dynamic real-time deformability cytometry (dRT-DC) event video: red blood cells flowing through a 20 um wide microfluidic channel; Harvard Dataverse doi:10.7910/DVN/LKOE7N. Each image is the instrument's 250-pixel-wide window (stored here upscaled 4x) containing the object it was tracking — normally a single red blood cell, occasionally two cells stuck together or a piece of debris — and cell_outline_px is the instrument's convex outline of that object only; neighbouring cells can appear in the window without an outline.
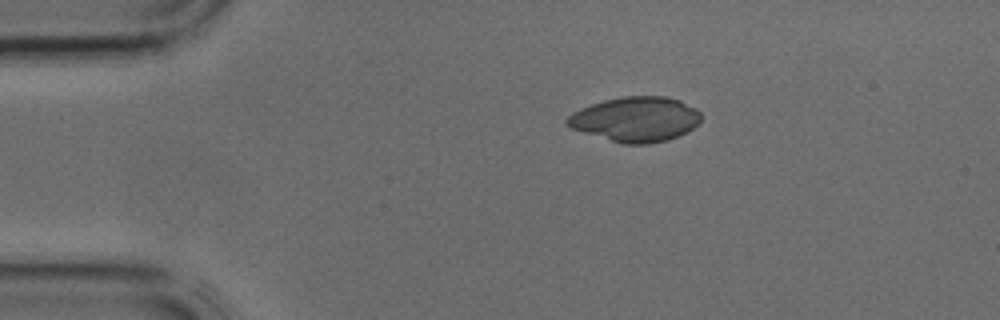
{"species": "common noctule bat (a hibernating species)", "species_latin": "Nyctalus noctula", "temperature_condition": "cold", "stored_images_in_passage": 5, "segment_of_instrument_passage": [2, 2], "camera_frame_rate_fps": 3000, "um_per_image_px": 0.085, "animal": {"sex": "male", "body_mass_g": 17.9, "forearm_length_mm": 54.2}, "frame": {"image": 1, "passage_image": 5, "time_ms": 1.333, "image_size_px": [1000, 320], "cell_outline_px": [[700, 120], [688, 132], [668, 140], [648, 144], [624, 144], [584, 132], [572, 128], [564, 124], [564, 120], [572, 112], [580, 108], [604, 100], [624, 96], [664, 96], [680, 100], [696, 108], [700, 112]], "centroid_in_image_um": [54.03, 10.13], "position_along_channel_um": 31.0, "area_um2": 34.97}}